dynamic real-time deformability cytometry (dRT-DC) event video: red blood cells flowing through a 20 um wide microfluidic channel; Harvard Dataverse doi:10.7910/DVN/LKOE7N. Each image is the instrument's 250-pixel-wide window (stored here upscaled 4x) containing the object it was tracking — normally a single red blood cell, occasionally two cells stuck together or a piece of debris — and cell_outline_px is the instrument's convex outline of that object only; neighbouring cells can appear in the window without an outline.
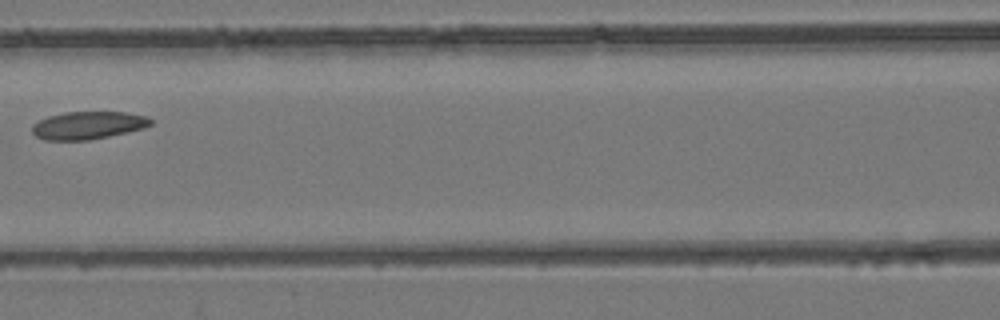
{"species": "common noctule bat (a hibernating species)", "species_latin": "Nyctalus noctula", "temperature_condition": "room temperature", "stored_images_in_passage": 6, "camera_frame_rate_fps": 3000, "um_per_image_px": 0.085, "animal": {"sex": "female", "body_mass_g": 24.6, "forearm_length_mm": 56.2}, "frame": {"image": 1, "passage_image": 5, "time_ms": 1.333, "image_size_px": [1000, 320], "cell_outline_px": [[152, 124], [144, 128], [128, 132], [88, 140], [44, 140], [36, 136], [32, 132], [32, 124], [48, 116], [64, 112], [124, 112], [148, 116], [152, 120]], "centroid_in_image_um": [7.49, 10.65], "position_along_channel_um": 159.1, "area_um2": 19.19}}
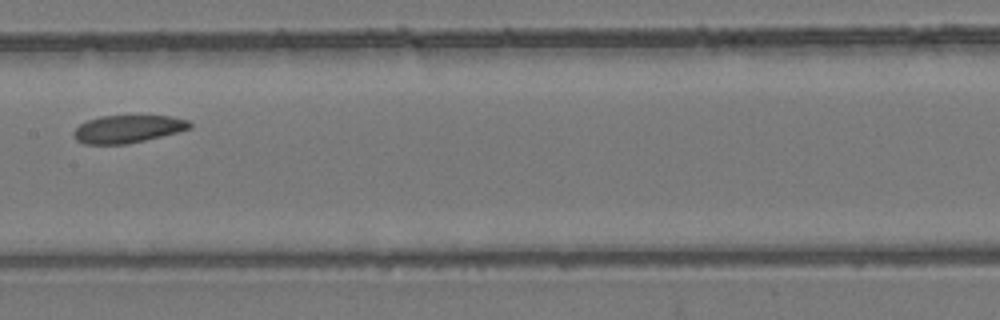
{"frame": {"image": 2, "passage_image": 6, "time_ms": 1.667, "image_size_px": [1000, 320], "cell_outline_px": [[192, 128], [144, 140], [124, 144], [84, 144], [76, 140], [72, 136], [72, 132], [80, 124], [88, 120], [100, 116], [172, 116], [188, 120], [192, 124]], "centroid_in_image_um": [10.83, 10.96], "position_along_channel_um": 196.6, "area_um2": 18.61}}